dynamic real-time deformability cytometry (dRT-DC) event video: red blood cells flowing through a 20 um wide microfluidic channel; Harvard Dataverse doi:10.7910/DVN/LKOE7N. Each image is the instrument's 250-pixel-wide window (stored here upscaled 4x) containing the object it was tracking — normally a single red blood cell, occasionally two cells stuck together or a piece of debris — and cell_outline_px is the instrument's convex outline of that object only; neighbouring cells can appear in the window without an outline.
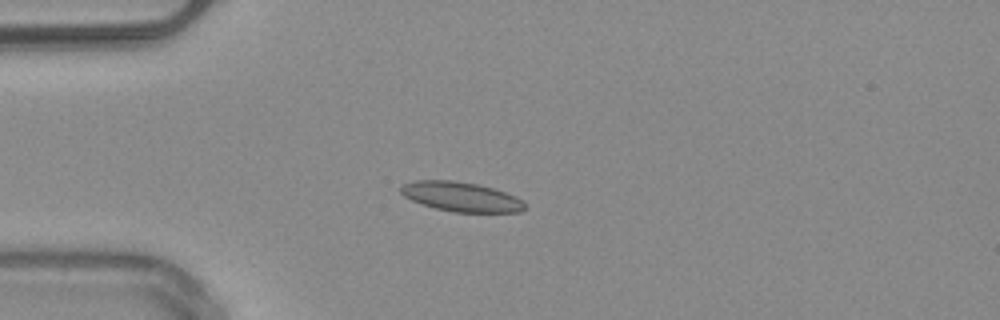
{"species": "common noctule bat (a hibernating species)", "species_latin": "Nyctalus noctula", "temperature_condition": "warm", "stored_images_in_passage": 38, "camera_frame_rate_fps": 3000, "um_per_image_px": 0.085, "animal": {"sex": "male", "body_mass_g": 20.4}, "frame": {"image": 1, "passage_image": 1, "time_ms": 0.0, "image_size_px": [1000, 320], "cell_outline_px": [[524, 208], [520, 212], [456, 212], [436, 208], [412, 200], [404, 196], [400, 192], [400, 188], [404, 184], [416, 180], [452, 180], [476, 184], [492, 188], [516, 196], [524, 200]], "centroid_in_image_um": [39.2, 16.72], "position_along_channel_um": 45.8, "area_um2": 21.1}}
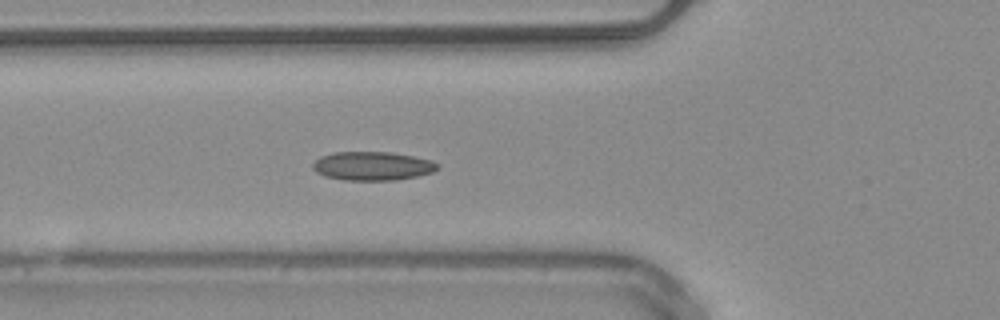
{"frame": {"image": 2, "passage_image": 6, "time_ms": 1.667, "image_size_px": [1000, 320], "cell_outline_px": [[440, 168], [432, 172], [416, 176], [396, 180], [344, 180], [324, 176], [316, 172], [312, 168], [312, 164], [320, 156], [332, 152], [392, 152], [432, 160], [440, 164]], "centroid_in_image_um": [31.66, 14.1], "position_along_channel_um": 94.1, "area_um2": 21.04}, "authors_computed_cell_mechanics": {"area_um2": 19.7676, "velocity_mm_per_s": 4.006, "shape_relaxation_time_tau1_ms": 3.9846, "shape_relaxation_time_tau2_ms": 2.2613, "deformation_change_tau1": 0.0848, "deformation_change_tau2": 0.0816}}